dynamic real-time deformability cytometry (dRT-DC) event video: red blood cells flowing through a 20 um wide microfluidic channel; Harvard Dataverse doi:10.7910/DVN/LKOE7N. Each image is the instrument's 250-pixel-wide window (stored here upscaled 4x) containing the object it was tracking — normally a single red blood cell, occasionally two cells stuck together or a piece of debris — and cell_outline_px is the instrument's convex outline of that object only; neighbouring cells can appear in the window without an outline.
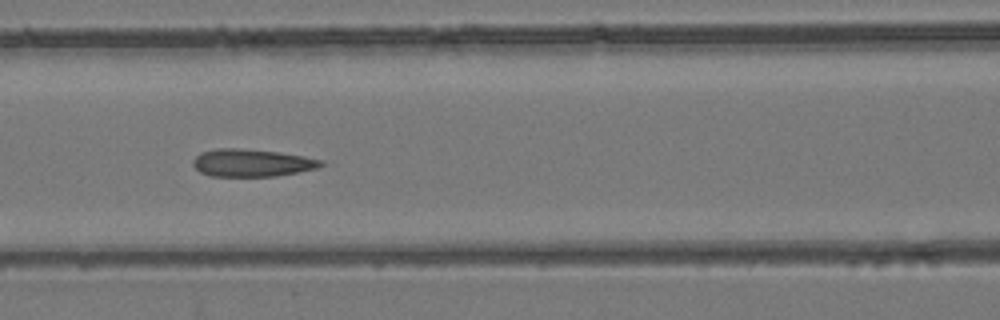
{"species": "common noctule bat (a hibernating species)", "species_latin": "Nyctalus noctula", "temperature_condition": "room temperature", "stored_images_in_passage": 7, "camera_frame_rate_fps": 3000, "um_per_image_px": 0.085, "animal": {"sex": "female", "body_mass_g": 24.6, "forearm_length_mm": 56.2}, "frame": {"image": 1, "passage_image": 5, "time_ms": 1.333, "image_size_px": [1000, 320], "cell_outline_px": [[324, 164], [316, 168], [276, 176], [208, 176], [200, 172], [192, 164], [192, 160], [200, 152], [216, 148], [240, 148], [276, 152], [304, 156], [324, 160]], "centroid_in_image_um": [21.36, 13.84], "position_along_channel_um": 145.2, "area_um2": 20.52}}
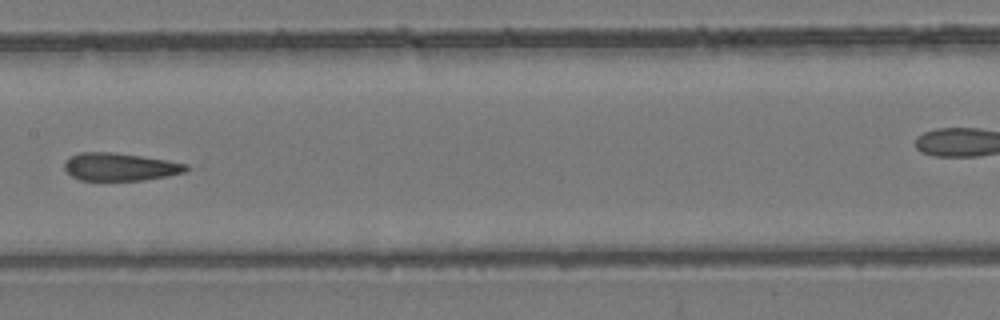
{"frame": {"image": 2, "passage_image": 6, "time_ms": 1.667, "image_size_px": [1000, 320], "cell_outline_px": [[188, 168], [184, 172], [168, 176], [144, 180], [80, 180], [72, 176], [64, 168], [64, 160], [68, 156], [80, 152], [112, 152], [168, 160], [188, 164]], "centroid_in_image_um": [10.17, 14.17], "position_along_channel_um": 197.2, "area_um2": 19.77}}
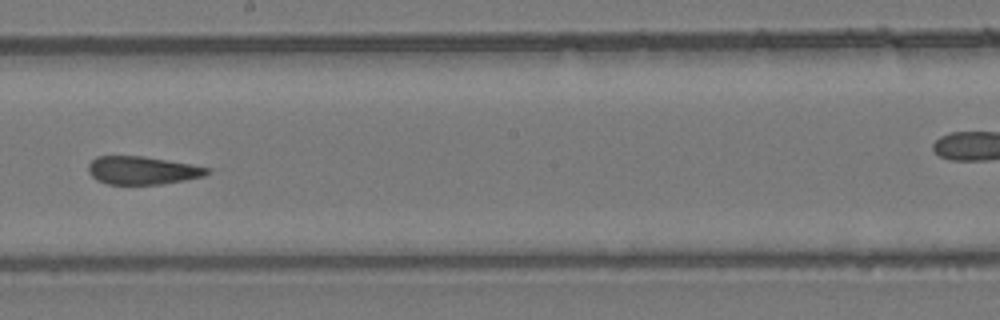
{"frame": {"image": 3, "passage_image": 7, "time_ms": 2.0, "image_size_px": [1000, 320], "cell_outline_px": [[208, 172], [204, 176], [184, 180], [160, 184], [108, 184], [96, 180], [88, 172], [88, 164], [96, 156], [144, 156], [192, 164], [208, 168]], "centroid_in_image_um": [12.06, 14.47], "position_along_channel_um": 236.1, "area_um2": 19.36}}